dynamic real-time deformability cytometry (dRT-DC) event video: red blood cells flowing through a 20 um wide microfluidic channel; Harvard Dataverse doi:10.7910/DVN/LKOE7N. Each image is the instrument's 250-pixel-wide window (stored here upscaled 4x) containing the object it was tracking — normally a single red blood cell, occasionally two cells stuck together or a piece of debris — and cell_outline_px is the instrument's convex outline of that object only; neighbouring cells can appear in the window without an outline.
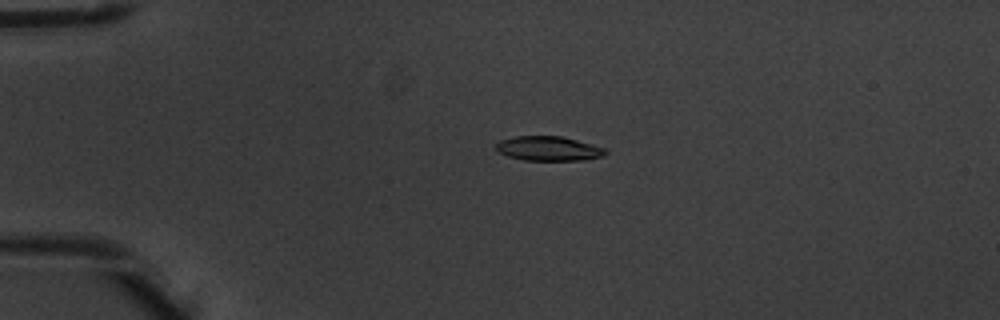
{"species": "common noctule bat (a hibernating species)", "species_latin": "Nyctalus noctula", "temperature_condition": "warm", "stored_images_in_passage": 4, "camera_frame_rate_fps": 3000, "um_per_image_px": 0.085, "animal": {"sex": "male", "body_mass_g": 20.1, "forearm_length_mm": 53.5}, "frame": {"image": 1, "passage_image": 3, "time_ms": 0.667, "image_size_px": [1000, 320], "cell_outline_px": [[608, 152], [604, 156], [584, 160], [524, 160], [508, 156], [500, 152], [496, 148], [496, 144], [500, 140], [516, 136], [560, 136], [576, 140], [604, 148]], "centroid_in_image_um": [46.63, 12.63], "position_along_channel_um": 38.4, "area_um2": 15.43}}